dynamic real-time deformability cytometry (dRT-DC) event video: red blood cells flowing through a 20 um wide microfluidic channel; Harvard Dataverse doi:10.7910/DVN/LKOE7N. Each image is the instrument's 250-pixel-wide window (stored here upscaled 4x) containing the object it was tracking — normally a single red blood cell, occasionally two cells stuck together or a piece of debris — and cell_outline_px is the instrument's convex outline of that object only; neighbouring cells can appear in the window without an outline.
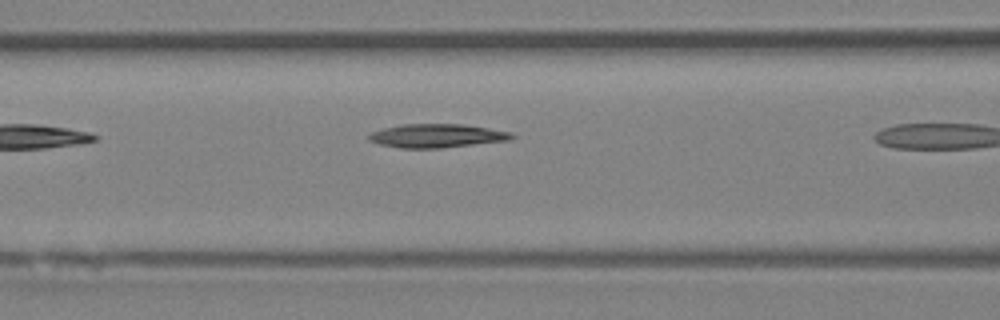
{"species": "Egyptian fruit bat (a non-hibernating species)", "species_latin": "Rousettus aegyptiacus", "temperature_condition": "room temperature", "stored_images_in_passage": 5, "camera_frame_rate_fps": 3000, "um_per_image_px": 0.085, "animal": {"sex": "female"}, "frame": {"image": 1, "passage_image": 4, "time_ms": 1.0, "image_size_px": [1000, 320], "cell_outline_px": [[516, 136], [512, 140], [440, 148], [400, 148], [380, 144], [368, 140], [368, 136], [372, 132], [384, 128], [400, 124], [464, 124], [512, 132]], "centroid_in_image_um": [37.17, 11.54], "position_along_channel_um": 129.4, "area_um2": 19.77}}